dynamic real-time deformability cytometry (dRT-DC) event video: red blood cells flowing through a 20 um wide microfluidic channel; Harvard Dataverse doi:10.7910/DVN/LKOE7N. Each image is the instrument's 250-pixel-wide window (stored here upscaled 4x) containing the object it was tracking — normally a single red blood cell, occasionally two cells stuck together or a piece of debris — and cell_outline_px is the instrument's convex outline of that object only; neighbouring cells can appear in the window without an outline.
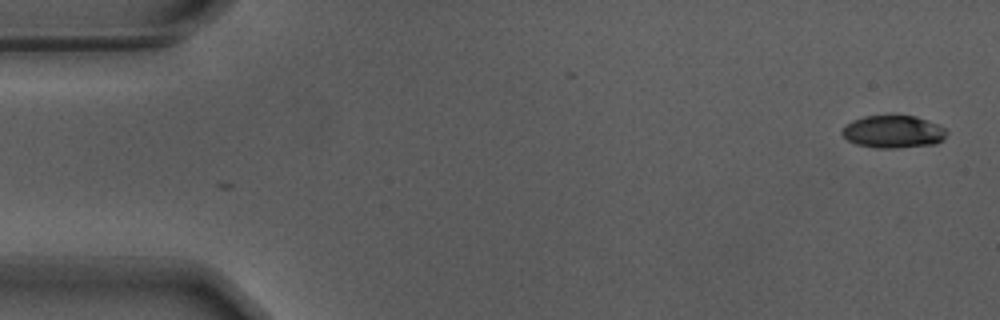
{"species": "Egyptian fruit bat (a non-hibernating species)", "species_latin": "Rousettus aegyptiacus", "temperature_condition": "warm", "stored_images_in_passage": 3, "camera_frame_rate_fps": 3000, "um_per_image_px": 0.085, "animal": {"sex": "male"}, "frame": {"image": 1, "passage_image": 3, "time_ms": 0.667, "image_size_px": [1000, 320], "cell_outline_px": [[948, 132], [944, 140], [936, 144], [896, 148], [876, 148], [856, 144], [848, 140], [840, 132], [852, 120], [864, 116], [892, 112], [916, 116], [936, 124], [944, 128]], "centroid_in_image_um": [75.93, 11.16], "position_along_channel_um": 9.1, "area_um2": 20.52}}